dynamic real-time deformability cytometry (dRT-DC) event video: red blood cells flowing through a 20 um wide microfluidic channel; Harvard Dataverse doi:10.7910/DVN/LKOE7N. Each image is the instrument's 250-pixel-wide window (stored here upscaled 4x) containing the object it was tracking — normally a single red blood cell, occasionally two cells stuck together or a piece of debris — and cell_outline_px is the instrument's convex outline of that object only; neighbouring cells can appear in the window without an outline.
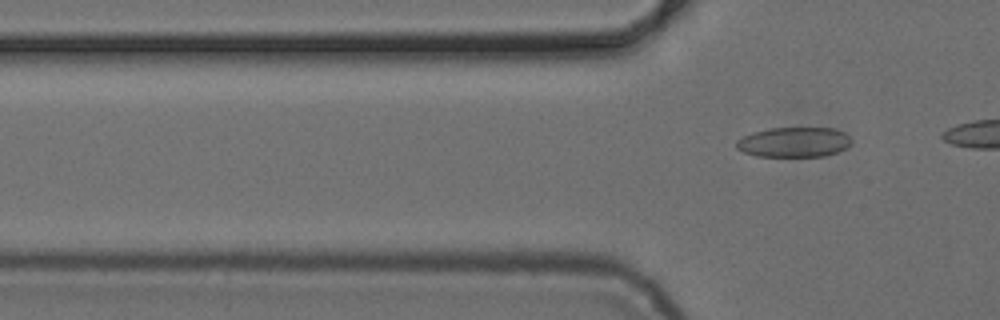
{"species": "common noctule bat (a hibernating species)", "species_latin": "Nyctalus noctula", "temperature_condition": "cold", "stored_images_in_passage": 3, "camera_frame_rate_fps": 3000, "um_per_image_px": 0.085, "animal": {"sex": "female", "body_mass_g": 24.6, "forearm_length_mm": 56.2}, "frame": {"image": 1, "passage_image": 3, "time_ms": 3.333, "image_size_px": [1000, 320], "cell_outline_px": [[852, 144], [836, 152], [824, 156], [756, 156], [744, 152], [736, 148], [736, 140], [752, 132], [768, 128], [836, 128], [844, 132], [852, 140]], "centroid_in_image_um": [67.48, 12.07], "position_along_channel_um": 58.3, "area_um2": 20.11}}